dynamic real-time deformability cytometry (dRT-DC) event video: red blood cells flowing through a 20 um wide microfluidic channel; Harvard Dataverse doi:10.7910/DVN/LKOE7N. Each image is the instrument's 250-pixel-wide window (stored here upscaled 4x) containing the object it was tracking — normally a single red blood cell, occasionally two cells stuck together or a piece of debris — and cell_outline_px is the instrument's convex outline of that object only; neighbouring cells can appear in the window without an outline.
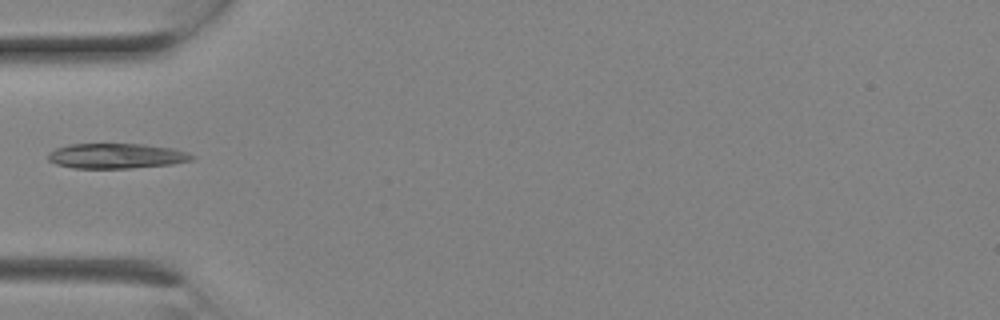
{"species": "Egyptian fruit bat (a non-hibernating species)", "species_latin": "Rousettus aegyptiacus", "temperature_condition": "room temperature", "stored_images_in_passage": 9, "camera_frame_rate_fps": 3000, "um_per_image_px": 0.085, "animal": {"sex": "female"}, "frame": {"image": 1, "passage_image": 2, "time_ms": 0.333, "image_size_px": [1000, 320], "cell_outline_px": [[196, 156], [192, 160], [172, 164], [132, 168], [72, 168], [56, 164], [48, 160], [48, 152], [56, 148], [68, 144], [144, 144], [172, 148], [188, 152]], "centroid_in_image_um": [9.89, 13.25], "position_along_channel_um": 75.1, "area_um2": 21.15}}
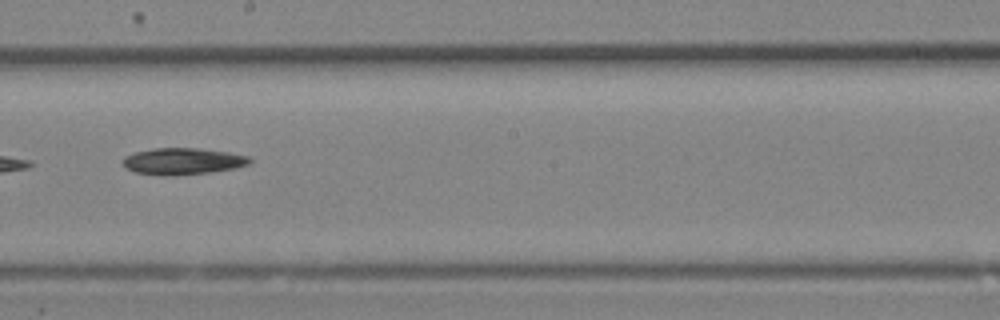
{"frame": {"image": 2, "passage_image": 7, "time_ms": 2.0, "image_size_px": [1000, 320], "cell_outline_px": [[252, 160], [248, 164], [236, 168], [208, 172], [168, 176], [160, 176], [136, 172], [124, 168], [120, 164], [124, 156], [136, 152], [152, 148], [200, 148], [228, 152], [252, 156]], "centroid_in_image_um": [15.5, 13.7], "position_along_channel_um": 232.7, "area_um2": 19.94}}
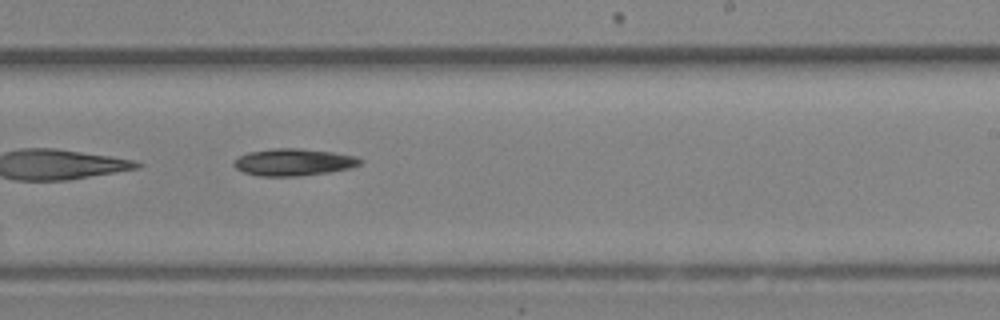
{"frame": {"image": 3, "passage_image": 8, "time_ms": 2.333, "image_size_px": [1000, 320], "cell_outline_px": [[364, 160], [360, 164], [352, 168], [328, 172], [296, 176], [256, 176], [244, 172], [236, 168], [232, 164], [240, 156], [248, 152], [276, 148], [296, 148], [332, 152], [356, 156]], "centroid_in_image_um": [24.97, 13.79], "position_along_channel_um": 264.0, "area_um2": 19.83}}